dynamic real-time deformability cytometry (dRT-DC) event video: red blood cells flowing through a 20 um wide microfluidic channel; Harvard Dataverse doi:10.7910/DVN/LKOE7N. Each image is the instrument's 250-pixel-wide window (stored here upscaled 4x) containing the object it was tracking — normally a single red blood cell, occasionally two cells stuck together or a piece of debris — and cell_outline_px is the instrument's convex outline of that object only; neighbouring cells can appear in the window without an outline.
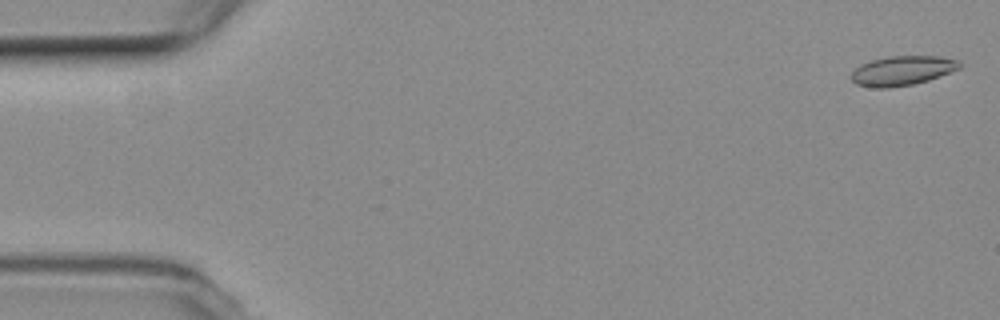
{"species": "common noctule bat (a hibernating species)", "species_latin": "Nyctalus noctula", "temperature_condition": "room temperature", "stored_images_in_passage": 46, "camera_frame_rate_fps": 3000, "um_per_image_px": 0.085, "animal": {"sex": "female", "body_mass_g": 19.3, "forearm_length_mm": 54.1}, "frame": {"image": 1, "passage_image": 2, "time_ms": 0.333, "image_size_px": [1000, 320], "cell_outline_px": [[960, 68], [928, 80], [912, 84], [888, 88], [876, 88], [856, 84], [852, 80], [852, 72], [860, 64], [872, 60], [888, 56], [940, 56], [956, 60], [960, 64]], "centroid_in_image_um": [76.66, 6.0], "position_along_channel_um": 8.3, "area_um2": 18.38}}
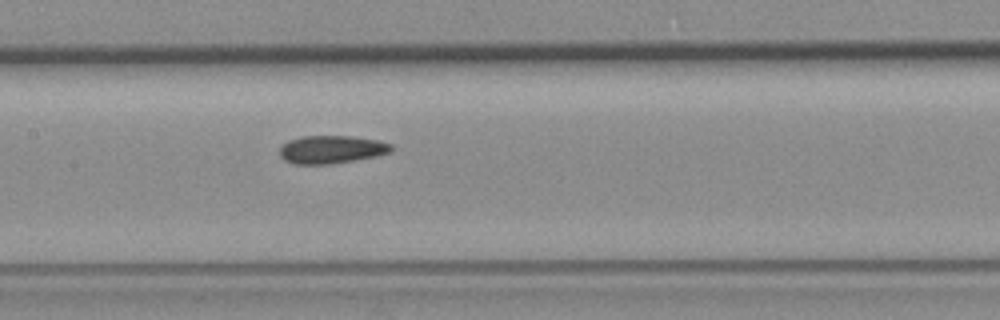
{"frame": {"image": 2, "passage_image": 27, "time_ms": 8.667, "image_size_px": [1000, 320], "cell_outline_px": [[392, 148], [388, 152], [372, 156], [332, 164], [292, 164], [284, 160], [280, 156], [280, 148], [288, 140], [300, 136], [352, 136], [376, 140], [392, 144]], "centroid_in_image_um": [28.1, 12.7], "position_along_channel_um": 179.3, "area_um2": 17.98}}
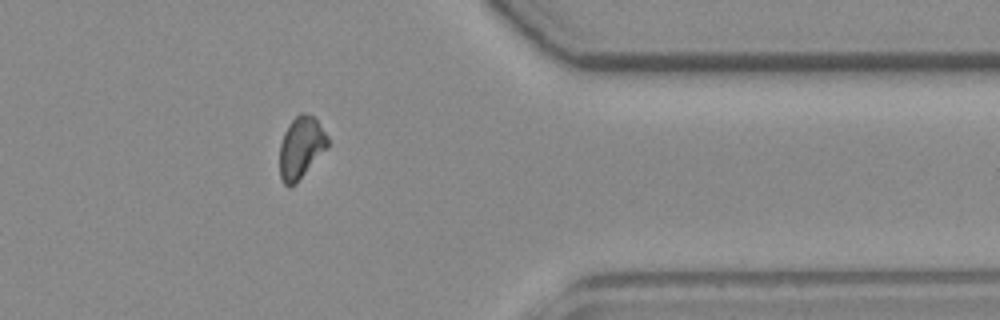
{"frame": {"image": 3, "passage_image": 45, "time_ms": 14.667, "image_size_px": [1000, 320], "cell_outline_px": [[328, 148], [296, 184], [288, 188], [284, 184], [280, 176], [280, 144], [284, 132], [288, 124], [300, 112], [304, 112], [312, 116], [316, 120], [328, 136]], "centroid_in_image_um": [25.58, 12.57], "position_along_channel_um": 385.8, "area_um2": 17.46}}